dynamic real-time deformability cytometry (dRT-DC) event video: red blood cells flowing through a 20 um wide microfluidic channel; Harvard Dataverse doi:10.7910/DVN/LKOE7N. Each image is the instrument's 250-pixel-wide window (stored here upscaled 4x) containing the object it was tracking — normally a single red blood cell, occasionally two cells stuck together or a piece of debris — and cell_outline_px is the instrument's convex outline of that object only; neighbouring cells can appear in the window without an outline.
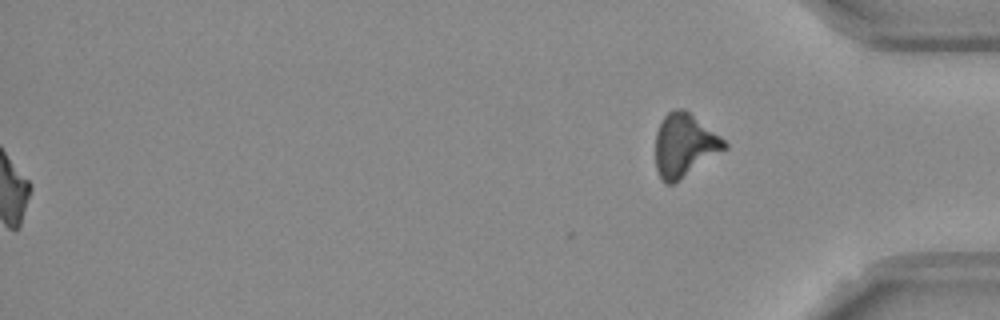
{"species": "Egyptian fruit bat (a non-hibernating species)", "species_latin": "Rousettus aegyptiacus", "temperature_condition": "room temperature", "stored_images_in_passage": 55, "segment_of_instrument_passage": [2, 2], "camera_frame_rate_fps": 3000, "um_per_image_px": 0.085, "frame": {"image": 1, "passage_image": 55, "time_ms": 18.0, "image_size_px": [1000, 320], "cell_outline_px": [[728, 148], [672, 184], [664, 184], [656, 168], [656, 132], [664, 116], [668, 112], [676, 108], [684, 108], [720, 136], [728, 144]], "centroid_in_image_um": [58.17, 12.34], "position_along_channel_um": 377.0, "area_um2": 25.09}}